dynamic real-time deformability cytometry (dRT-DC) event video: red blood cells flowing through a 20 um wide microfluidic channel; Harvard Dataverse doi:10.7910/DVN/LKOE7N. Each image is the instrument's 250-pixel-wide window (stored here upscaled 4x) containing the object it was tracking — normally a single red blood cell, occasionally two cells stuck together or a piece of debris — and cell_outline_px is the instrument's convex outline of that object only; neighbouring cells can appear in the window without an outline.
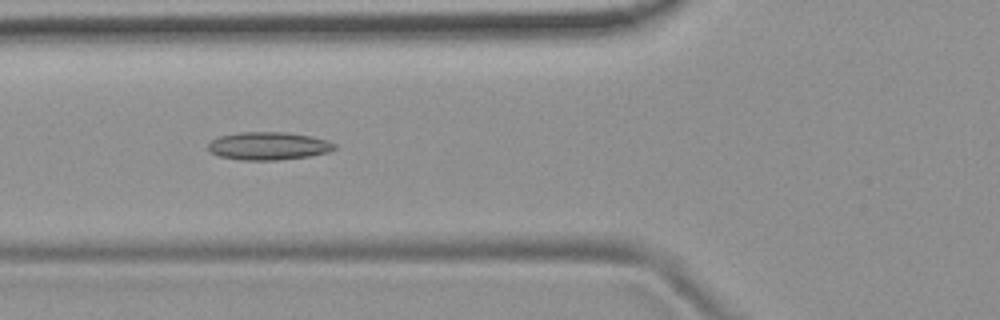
{"species": "common noctule bat (a hibernating species)", "species_latin": "Nyctalus noctula", "temperature_condition": "room temperature", "stored_images_in_passage": 53, "camera_frame_rate_fps": 3000, "um_per_image_px": 0.085, "animal": {"sex": "female", "body_mass_g": 19.9}, "frame": {"image": 1, "passage_image": 20, "time_ms": 6.333, "image_size_px": [1000, 320], "cell_outline_px": [[336, 148], [328, 152], [308, 156], [280, 160], [240, 160], [220, 156], [208, 152], [208, 144], [212, 140], [220, 136], [240, 132], [284, 132], [312, 136], [328, 140], [336, 144]], "centroid_in_image_um": [22.82, 12.41], "position_along_channel_um": 103.0, "area_um2": 20.63}}
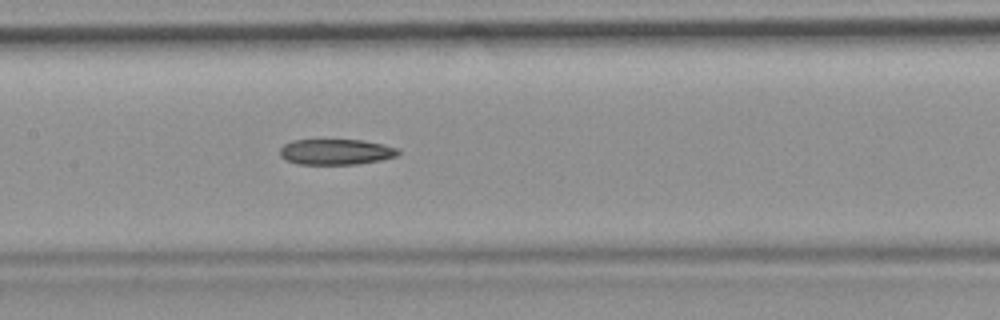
{"frame": {"image": 2, "passage_image": 26, "time_ms": 8.333, "image_size_px": [1000, 320], "cell_outline_px": [[400, 152], [396, 156], [380, 160], [356, 164], [296, 164], [284, 160], [280, 156], [280, 148], [284, 144], [292, 140], [364, 140], [384, 144], [396, 148]], "centroid_in_image_um": [28.51, 12.91], "position_along_channel_um": 178.9, "area_um2": 17.74}}
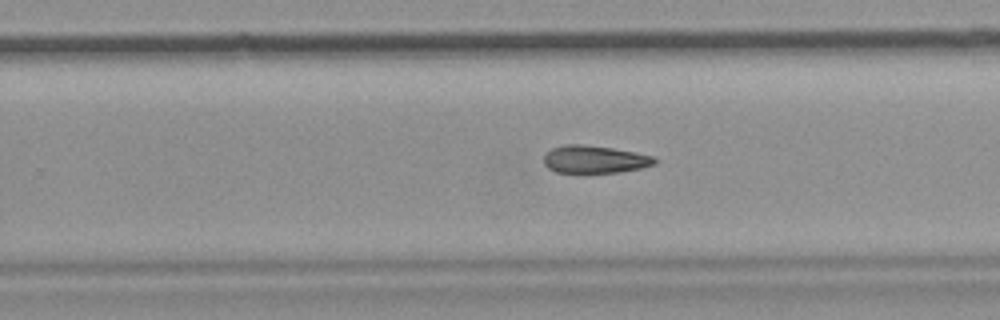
{"frame": {"image": 3, "passage_image": 34, "time_ms": 11.0, "image_size_px": [1000, 320], "cell_outline_px": [[656, 164], [640, 168], [620, 172], [556, 172], [548, 168], [544, 164], [544, 156], [552, 148], [564, 144], [580, 144], [612, 148], [636, 152], [652, 156], [656, 160]], "centroid_in_image_um": [50.53, 13.54], "position_along_channel_um": 279.3, "area_um2": 17.69}}